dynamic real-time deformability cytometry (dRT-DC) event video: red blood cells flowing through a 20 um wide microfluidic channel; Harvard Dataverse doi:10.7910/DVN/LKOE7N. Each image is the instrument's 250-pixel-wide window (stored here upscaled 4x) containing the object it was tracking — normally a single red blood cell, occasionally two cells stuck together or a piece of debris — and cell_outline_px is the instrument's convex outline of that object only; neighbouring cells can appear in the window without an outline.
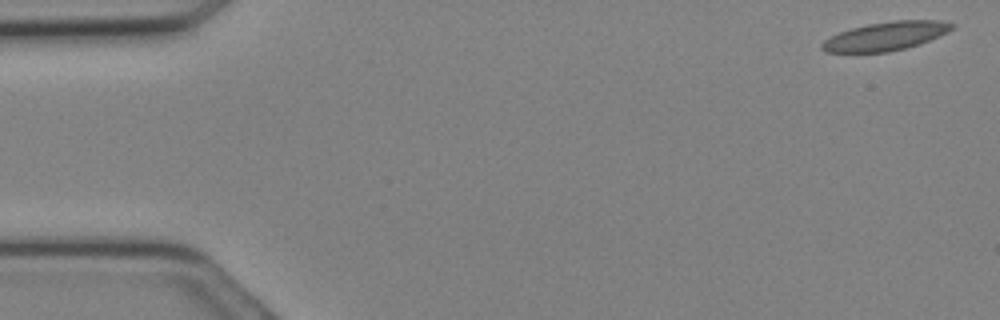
{"species": "Egyptian fruit bat (a non-hibernating species)", "species_latin": "Rousettus aegyptiacus", "temperature_condition": "cold", "stored_images_in_passage": 18, "camera_frame_rate_fps": 3000, "um_per_image_px": 0.085, "animal": {"sex": "female"}, "frame": {"image": 1, "passage_image": 1, "time_ms": 0.0, "image_size_px": [1000, 320], "cell_outline_px": [[956, 24], [948, 32], [940, 36], [920, 44], [888, 52], [824, 52], [820, 48], [820, 44], [824, 40], [840, 32], [852, 28], [868, 24], [892, 20], [944, 20]], "centroid_in_image_um": [75.32, 3.06], "position_along_channel_um": 9.7, "area_um2": 21.73}}
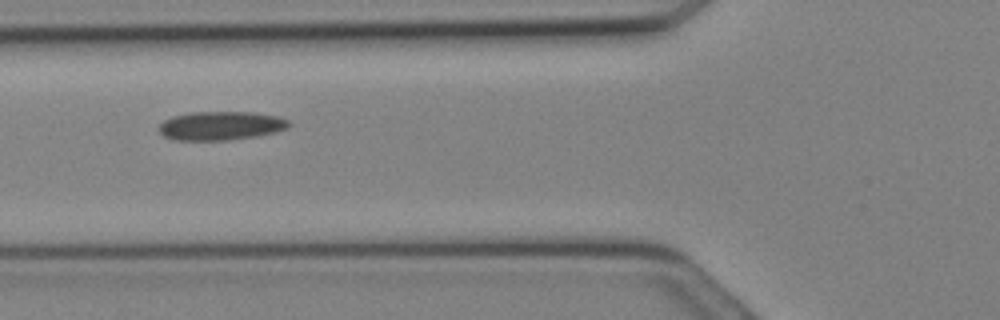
{"frame": {"image": 2, "passage_image": 11, "time_ms": 3.333, "image_size_px": [1000, 320], "cell_outline_px": [[292, 124], [288, 128], [276, 132], [256, 136], [228, 140], [172, 140], [164, 136], [160, 132], [160, 124], [164, 120], [172, 116], [192, 112], [252, 112], [276, 116], [288, 120]], "centroid_in_image_um": [18.78, 10.69], "position_along_channel_um": 107.0, "area_um2": 21.79}}
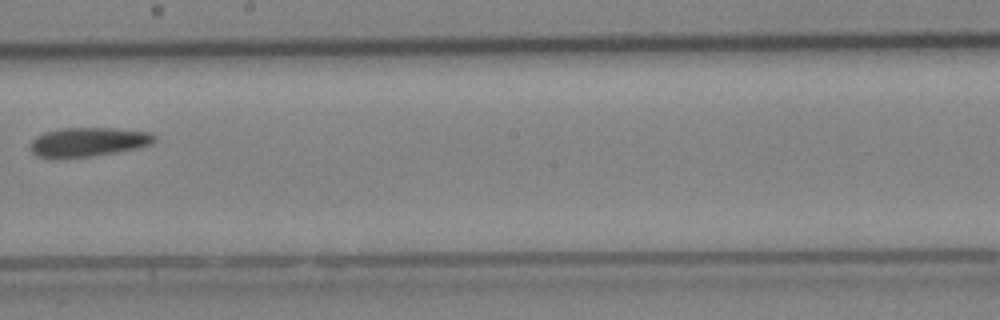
{"frame": {"image": 3, "passage_image": 17, "time_ms": 5.333, "image_size_px": [1000, 320], "cell_outline_px": [[156, 140], [152, 144], [140, 148], [92, 156], [60, 160], [52, 160], [36, 156], [32, 152], [32, 140], [36, 136], [44, 132], [64, 128], [116, 128], [148, 132], [156, 136]], "centroid_in_image_um": [7.48, 12.1], "position_along_channel_um": 240.7, "area_um2": 21.56}}